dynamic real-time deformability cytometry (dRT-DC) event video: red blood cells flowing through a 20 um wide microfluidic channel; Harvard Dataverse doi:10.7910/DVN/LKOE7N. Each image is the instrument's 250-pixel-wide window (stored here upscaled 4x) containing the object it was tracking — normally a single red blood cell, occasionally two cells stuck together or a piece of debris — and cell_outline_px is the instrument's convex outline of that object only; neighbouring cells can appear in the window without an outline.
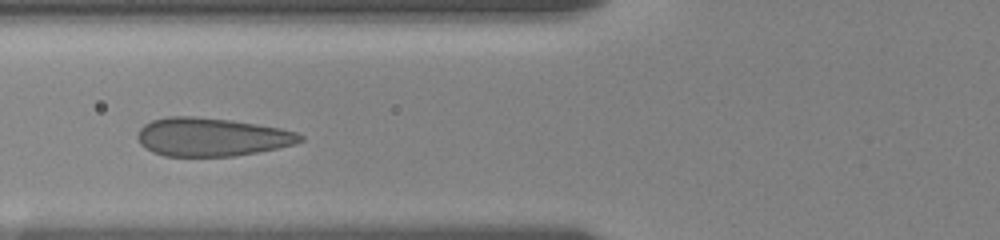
{"species": "human", "species_latin": "Homo sapiens", "temperature_condition": "room temperature", "stored_images_in_passage": 15, "camera_frame_rate_fps": 3000, "um_per_image_px": 0.085, "donor": {"sex": "female"}, "frame": {"image": 1, "passage_image": 11, "time_ms": 4.667, "image_size_px": [1000, 240], "cell_outline_px": [[304, 140], [292, 144], [260, 152], [232, 156], [164, 156], [152, 152], [140, 144], [136, 136], [140, 128], [144, 124], [152, 120], [168, 116], [192, 116], [228, 120], [256, 124], [280, 128], [296, 132], [304, 136]], "centroid_in_image_um": [17.95, 11.65], "position_along_channel_um": 107.8, "area_um2": 36.3}}
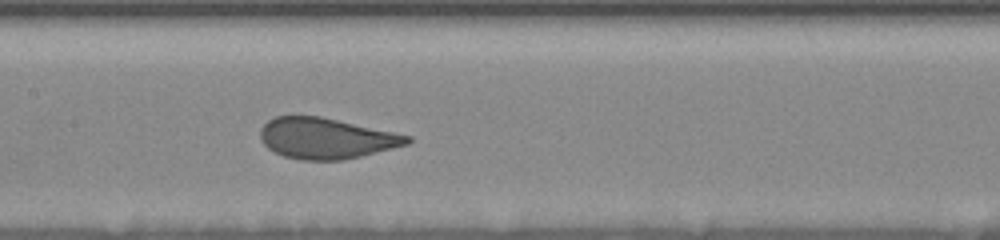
{"frame": {"image": 2, "passage_image": 15, "time_ms": 6.667, "image_size_px": [1000, 240], "cell_outline_px": [[412, 140], [408, 144], [344, 160], [300, 160], [284, 156], [268, 148], [264, 144], [260, 136], [260, 128], [268, 120], [276, 116], [320, 116], [396, 132], [412, 136]], "centroid_in_image_um": [27.73, 11.75], "position_along_channel_um": 179.7, "area_um2": 34.91}}